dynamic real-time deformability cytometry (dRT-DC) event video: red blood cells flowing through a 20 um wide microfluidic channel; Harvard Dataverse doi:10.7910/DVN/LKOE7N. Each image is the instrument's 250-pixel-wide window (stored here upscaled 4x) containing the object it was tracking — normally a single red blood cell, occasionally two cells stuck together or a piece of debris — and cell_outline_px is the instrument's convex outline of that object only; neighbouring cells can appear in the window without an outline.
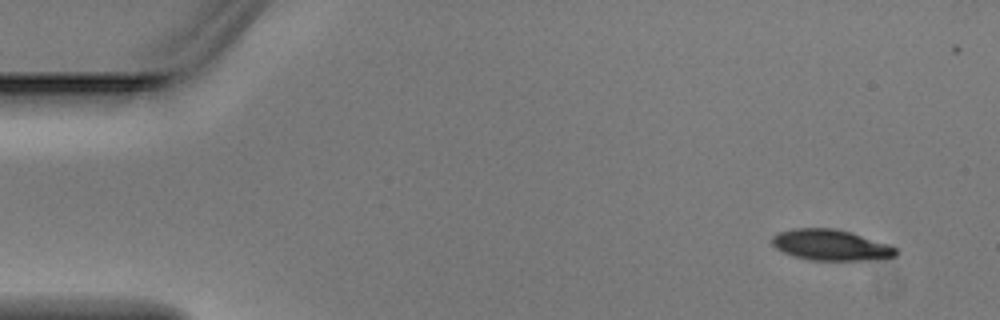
{"species": "Egyptian fruit bat (a non-hibernating species)", "species_latin": "Rousettus aegyptiacus", "temperature_condition": "warm", "stored_images_in_passage": 4, "segment_of_instrument_passage": [1, 2], "camera_frame_rate_fps": 3000, "um_per_image_px": 0.085, "animal": {"sex": "male"}, "frame": {"image": 1, "passage_image": 1, "time_ms": 0.0, "image_size_px": [1000, 320], "cell_outline_px": [[896, 256], [880, 260], [812, 260], [792, 256], [776, 248], [772, 244], [772, 236], [780, 232], [792, 228], [836, 228], [852, 232], [888, 244], [896, 248]], "centroid_in_image_um": [70.63, 20.83], "position_along_channel_um": 14.4, "area_um2": 22.43}}